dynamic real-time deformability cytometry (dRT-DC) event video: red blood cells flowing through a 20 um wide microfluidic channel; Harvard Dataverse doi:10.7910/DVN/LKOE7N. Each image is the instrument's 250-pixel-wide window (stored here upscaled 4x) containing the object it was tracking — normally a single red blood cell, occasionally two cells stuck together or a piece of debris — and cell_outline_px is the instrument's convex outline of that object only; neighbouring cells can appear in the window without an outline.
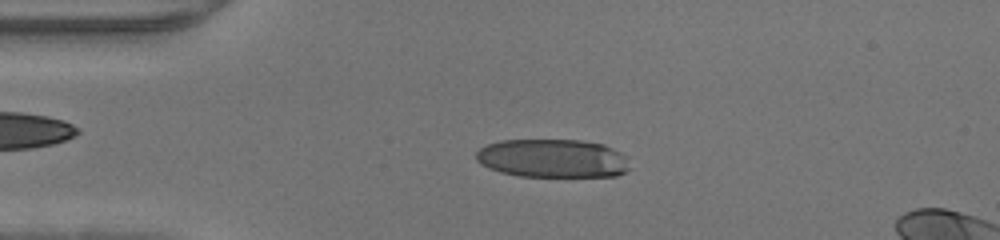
{"species": "human", "species_latin": "Homo sapiens", "temperature_condition": "warm", "stored_images_in_passage": 44, "camera_frame_rate_fps": 3000, "um_per_image_px": 0.085, "donor": {"sex": "male"}, "frame": {"image": 1, "passage_image": 8, "time_ms": 2.333, "image_size_px": [1000, 240], "cell_outline_px": [[628, 168], [624, 172], [616, 176], [520, 176], [500, 172], [488, 168], [480, 164], [476, 160], [476, 152], [480, 148], [488, 144], [500, 140], [580, 140], [604, 144], [620, 152], [624, 156]], "centroid_in_image_um": [46.92, 13.45], "position_along_channel_um": 38.1, "area_um2": 34.33}}
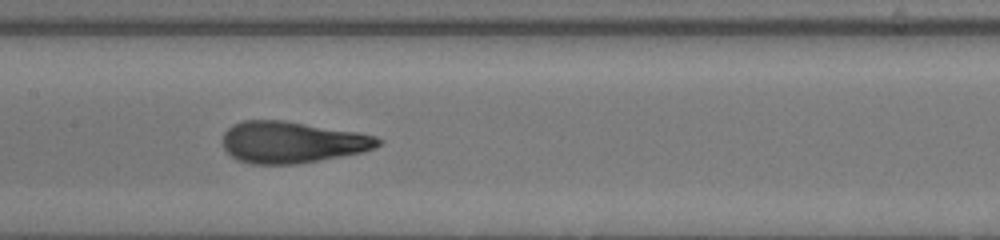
{"frame": {"image": 2, "passage_image": 20, "time_ms": 6.333, "image_size_px": [1000, 240], "cell_outline_px": [[384, 140], [376, 148], [360, 152], [340, 156], [296, 164], [252, 164], [236, 160], [224, 148], [224, 132], [232, 124], [244, 120], [284, 120], [356, 132], [376, 136]], "centroid_in_image_um": [24.81, 12.08], "position_along_channel_um": 182.6, "area_um2": 37.45}}
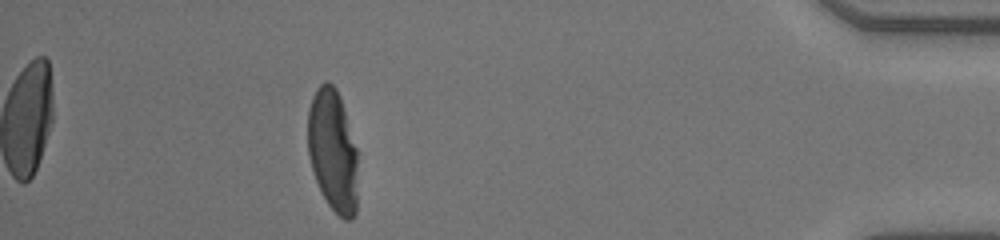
{"frame": {"image": 3, "passage_image": 39, "time_ms": 12.667, "image_size_px": [1000, 240], "cell_outline_px": [[356, 212], [352, 220], [344, 220], [328, 204], [312, 172], [308, 156], [308, 108], [312, 96], [316, 88], [320, 84], [328, 80], [336, 88], [340, 96], [356, 148]], "centroid_in_image_um": [28.26, 12.78], "position_along_channel_um": 406.9, "area_um2": 35.49}}